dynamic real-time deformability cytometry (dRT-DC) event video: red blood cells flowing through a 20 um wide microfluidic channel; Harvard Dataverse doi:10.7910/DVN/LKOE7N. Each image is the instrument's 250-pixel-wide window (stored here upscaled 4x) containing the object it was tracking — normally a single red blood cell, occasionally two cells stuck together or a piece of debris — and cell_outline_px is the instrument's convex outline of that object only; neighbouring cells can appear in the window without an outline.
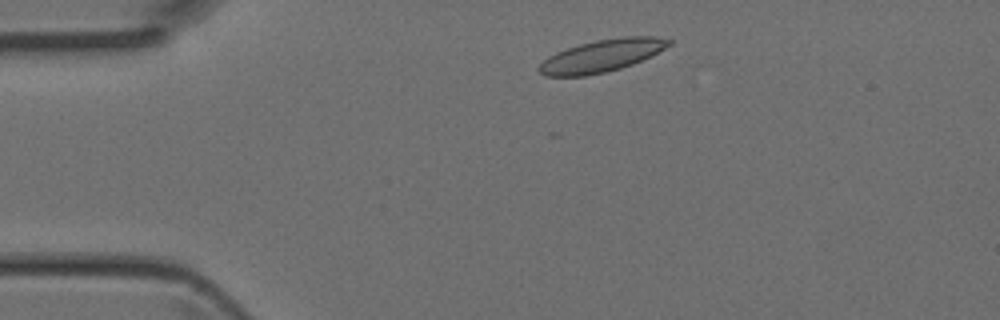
{"species": "Egyptian fruit bat (a non-hibernating species)", "species_latin": "Rousettus aegyptiacus", "temperature_condition": "room temperature", "stored_images_in_passage": 2, "camera_frame_rate_fps": 3000, "um_per_image_px": 0.085, "animal": {"sex": "female"}, "frame": {"image": 1, "passage_image": 1, "time_ms": 0.0, "image_size_px": [1000, 320], "cell_outline_px": [[672, 44], [652, 56], [632, 64], [620, 68], [604, 72], [584, 76], [544, 76], [536, 68], [548, 56], [556, 52], [580, 44], [596, 40], [624, 36], [656, 36], [672, 40]], "centroid_in_image_um": [51.17, 4.73], "position_along_channel_um": 33.8, "area_um2": 24.45}}